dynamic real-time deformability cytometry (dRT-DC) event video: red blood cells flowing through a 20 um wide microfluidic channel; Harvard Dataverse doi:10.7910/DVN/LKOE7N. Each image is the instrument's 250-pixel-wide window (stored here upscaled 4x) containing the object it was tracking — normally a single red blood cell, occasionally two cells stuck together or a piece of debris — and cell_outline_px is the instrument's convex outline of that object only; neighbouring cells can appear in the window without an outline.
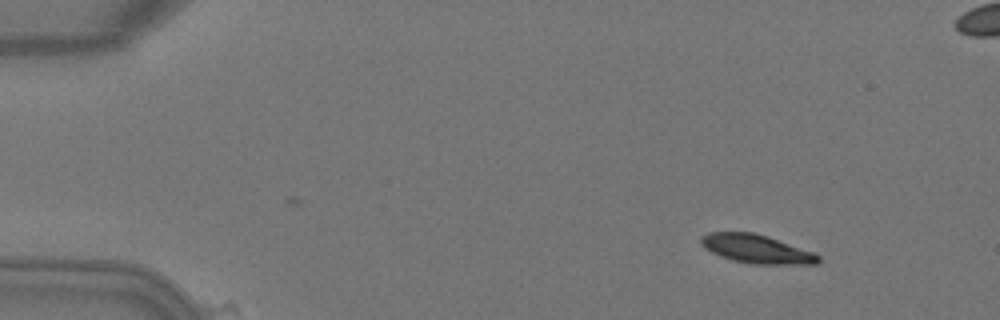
{"species": "Egyptian fruit bat (a non-hibernating species)", "species_latin": "Rousettus aegyptiacus", "temperature_condition": "warm", "stored_images_in_passage": 12, "camera_frame_rate_fps": 3000, "um_per_image_px": 0.085, "animal": {"sex": "female"}, "frame": {"image": 1, "passage_image": 1, "time_ms": 0.0, "image_size_px": [1000, 320], "cell_outline_px": [[820, 260], [816, 264], [752, 264], [732, 260], [720, 256], [704, 248], [700, 244], [700, 236], [708, 232], [752, 232], [768, 236], [812, 252], [820, 256]], "centroid_in_image_um": [64.25, 21.15], "position_along_channel_um": 20.7, "area_um2": 19.54}}